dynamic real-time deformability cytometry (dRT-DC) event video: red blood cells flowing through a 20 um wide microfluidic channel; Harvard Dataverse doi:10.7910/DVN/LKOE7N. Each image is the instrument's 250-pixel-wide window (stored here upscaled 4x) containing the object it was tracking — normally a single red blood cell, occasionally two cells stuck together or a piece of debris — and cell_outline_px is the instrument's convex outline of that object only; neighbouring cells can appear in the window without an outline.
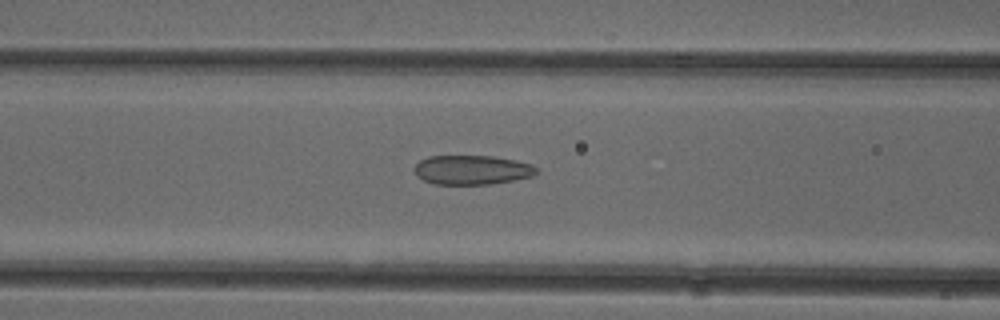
{"species": "common noctule bat (a hibernating species)", "species_latin": "Nyctalus noctula", "temperature_condition": "cold", "stored_images_in_passage": 47, "camera_frame_rate_fps": 3000, "um_per_image_px": 0.085, "animal": {"sex": "female"}, "frame": {"image": 1, "passage_image": 16, "time_ms": 5.0, "image_size_px": [1000, 320], "cell_outline_px": [[540, 172], [532, 176], [512, 180], [488, 184], [436, 184], [424, 180], [416, 176], [412, 168], [420, 160], [428, 156], [492, 156], [516, 160], [532, 164]], "centroid_in_image_um": [40.1, 14.43], "position_along_channel_um": 126.5, "area_um2": 20.92}}
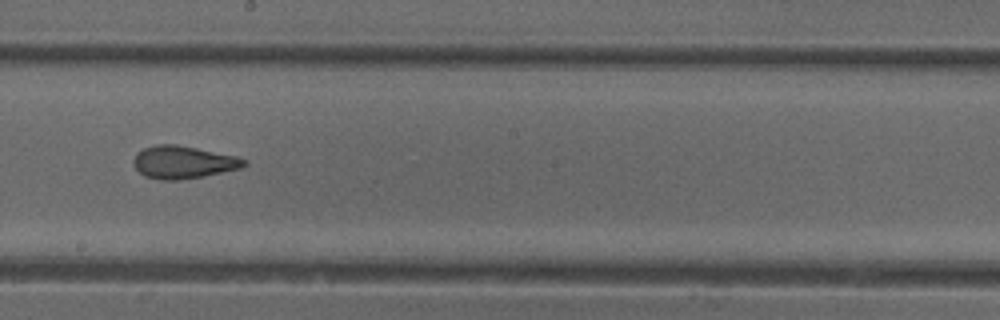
{"frame": {"image": 2, "passage_image": 24, "time_ms": 7.667, "image_size_px": [1000, 320], "cell_outline_px": [[248, 164], [240, 168], [204, 176], [176, 180], [160, 180], [144, 176], [132, 164], [132, 160], [136, 152], [144, 148], [156, 144], [176, 144], [236, 156], [248, 160]], "centroid_in_image_um": [15.55, 13.78], "position_along_channel_um": 232.7, "area_um2": 21.1}}
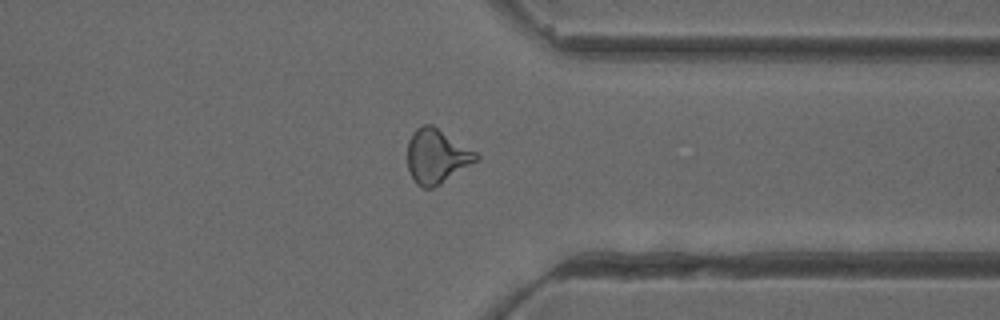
{"frame": {"image": 3, "passage_image": 35, "time_ms": 11.333, "image_size_px": [1000, 320], "cell_outline_px": [[480, 160], [440, 184], [432, 188], [424, 188], [416, 184], [408, 168], [408, 140], [412, 132], [416, 128], [424, 124], [432, 124], [476, 152], [480, 156]], "centroid_in_image_um": [37.13, 13.28], "position_along_channel_um": 374.3, "area_um2": 21.79}, "authors_computed_cell_mechanics": {"area_um2": 21.5594, "velocity_mm_per_s": 3.9843, "shape_relaxation_time_tau1_ms": null, "shape_relaxation_time_tau2_ms": 1.4984, "deformation_change_tau1": null, "deformation_change_tau2": 0.0781}}